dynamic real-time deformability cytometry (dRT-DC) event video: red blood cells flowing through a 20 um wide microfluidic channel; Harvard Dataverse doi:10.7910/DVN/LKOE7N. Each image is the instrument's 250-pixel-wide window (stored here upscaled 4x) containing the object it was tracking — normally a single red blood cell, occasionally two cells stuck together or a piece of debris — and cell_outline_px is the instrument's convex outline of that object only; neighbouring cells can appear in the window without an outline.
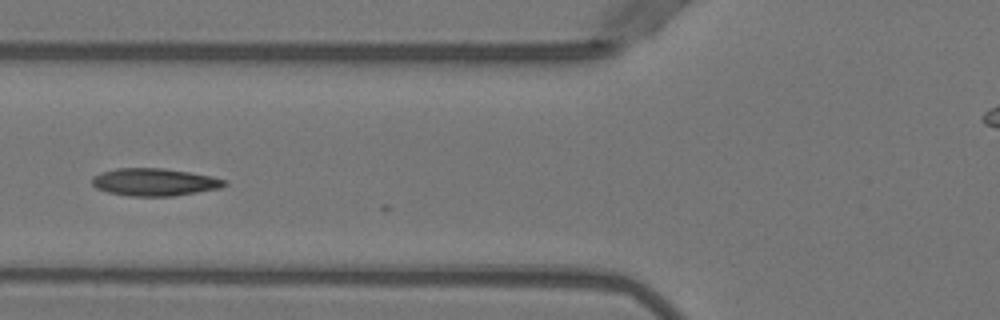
{"species": "Egyptian fruit bat (a non-hibernating species)", "species_latin": "Rousettus aegyptiacus", "temperature_condition": "warm", "stored_images_in_passage": 6, "camera_frame_rate_fps": 3000, "um_per_image_px": 0.085, "animal": {"sex": "female"}, "frame": {"image": 1, "passage_image": 2, "time_ms": 0.333, "image_size_px": [1000, 320], "cell_outline_px": [[228, 184], [220, 188], [172, 196], [128, 196], [108, 192], [96, 188], [92, 184], [92, 176], [100, 172], [116, 168], [164, 168], [212, 176], [228, 180]], "centroid_in_image_um": [13.12, 15.47], "position_along_channel_um": 112.7, "area_um2": 21.33}}
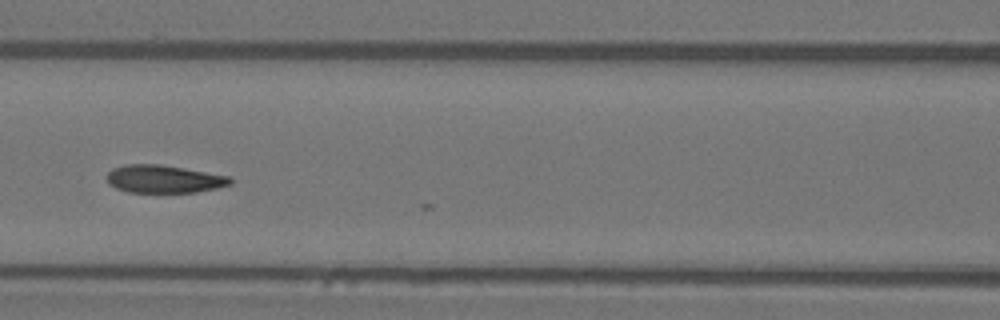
{"frame": {"image": 2, "passage_image": 5, "time_ms": 1.333, "image_size_px": [1000, 320], "cell_outline_px": [[232, 184], [216, 188], [196, 192], [128, 192], [116, 188], [108, 184], [104, 176], [112, 168], [128, 164], [160, 164], [184, 168], [228, 176], [232, 180]], "centroid_in_image_um": [13.87, 15.21], "position_along_channel_um": 152.7, "area_um2": 20.06}}